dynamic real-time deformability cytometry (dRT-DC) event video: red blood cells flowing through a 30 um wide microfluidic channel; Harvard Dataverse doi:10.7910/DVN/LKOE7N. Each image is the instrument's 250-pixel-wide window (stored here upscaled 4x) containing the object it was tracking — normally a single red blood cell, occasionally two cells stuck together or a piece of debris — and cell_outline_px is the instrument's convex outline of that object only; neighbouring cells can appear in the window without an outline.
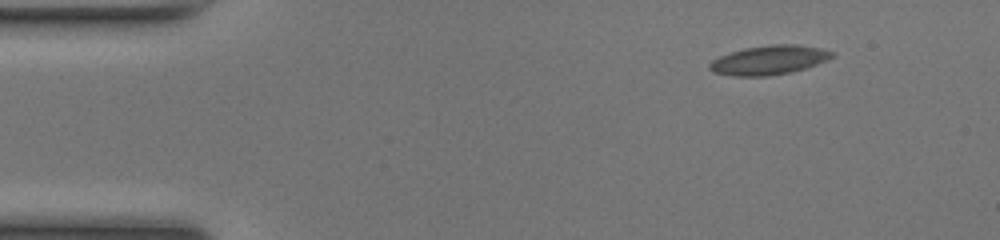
{"species": "common noctule bat (a hibernating species)", "species_latin": "Nyctalus noctula", "temperature_condition": "room temperature", "stored_images_in_passage": 45, "camera_frame_rate_fps": 3000, "um_per_image_px": 0.085, "animal": {"sex": "female", "body_mass_g": 17.0, "forearm_length_mm": 48.0}, "frame": {"image": 1, "passage_image": 1, "time_ms": 0.0, "image_size_px": [1000, 240], "cell_outline_px": [[836, 52], [832, 56], [816, 64], [792, 72], [768, 76], [732, 76], [712, 72], [708, 68], [708, 64], [712, 60], [720, 56], [744, 48], [772, 44], [796, 44], [820, 48]], "centroid_in_image_um": [65.33, 5.11], "position_along_channel_um": 19.7, "area_um2": 20.75}}
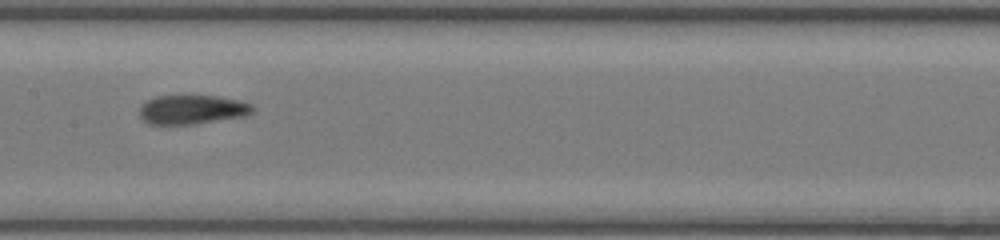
{"frame": {"image": 2, "passage_image": 20, "time_ms": 6.333, "image_size_px": [1000, 240], "cell_outline_px": [[252, 112], [248, 116], [196, 124], [148, 124], [140, 116], [140, 108], [148, 100], [156, 96], [216, 96], [240, 100], [252, 104]], "centroid_in_image_um": [16.37, 9.32], "position_along_channel_um": 191.0, "area_um2": 19.19}}
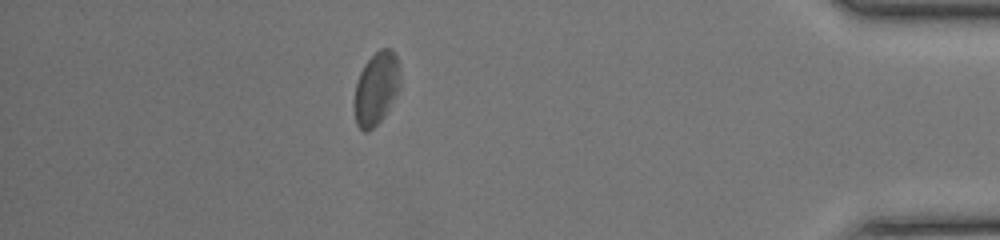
{"frame": {"image": 3, "passage_image": 39, "time_ms": 12.667, "image_size_px": [1000, 240], "cell_outline_px": [[400, 88], [384, 116], [368, 132], [364, 132], [356, 124], [356, 84], [360, 72], [364, 64], [380, 48], [392, 48], [396, 56], [400, 68]], "centroid_in_image_um": [32.02, 7.48], "position_along_channel_um": 403.2, "area_um2": 19.19}, "authors_computed_cell_mechanics": {"area_um2": 19.7676, "velocity_mm_per_s": 4.1277, "shape_relaxation_time_tau1_ms": 8.4239, "shape_relaxation_time_tau2_ms": 2.5538, "deformation_change_tau1": 0.1675, "deformation_change_tau2": 0.0834}}